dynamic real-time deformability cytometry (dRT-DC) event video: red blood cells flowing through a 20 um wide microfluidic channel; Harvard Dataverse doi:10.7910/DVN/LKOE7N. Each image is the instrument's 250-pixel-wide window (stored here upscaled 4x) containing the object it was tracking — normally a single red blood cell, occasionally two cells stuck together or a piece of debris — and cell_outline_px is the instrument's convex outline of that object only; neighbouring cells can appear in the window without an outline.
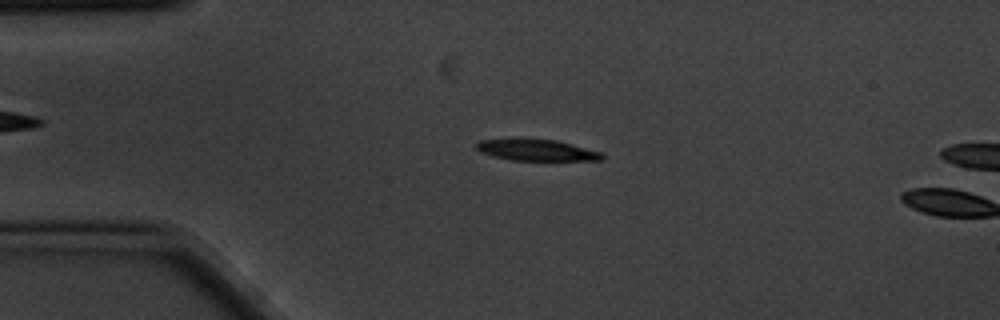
{"species": "common noctule bat (a hibernating species)", "species_latin": "Nyctalus noctula", "temperature_condition": "cold", "stored_images_in_passage": 4, "camera_frame_rate_fps": 3000, "um_per_image_px": 0.085, "animal": {"sex": "male", "body_mass_g": 20.1, "forearm_length_mm": 53.5}, "frame": {"image": 1, "passage_image": 3, "time_ms": 0.667, "image_size_px": [1000, 320], "cell_outline_px": [[604, 160], [512, 160], [492, 156], [480, 152], [476, 148], [476, 144], [480, 140], [556, 140], [604, 152]], "centroid_in_image_um": [45.69, 12.78], "position_along_channel_um": 39.3, "area_um2": 15.26}}